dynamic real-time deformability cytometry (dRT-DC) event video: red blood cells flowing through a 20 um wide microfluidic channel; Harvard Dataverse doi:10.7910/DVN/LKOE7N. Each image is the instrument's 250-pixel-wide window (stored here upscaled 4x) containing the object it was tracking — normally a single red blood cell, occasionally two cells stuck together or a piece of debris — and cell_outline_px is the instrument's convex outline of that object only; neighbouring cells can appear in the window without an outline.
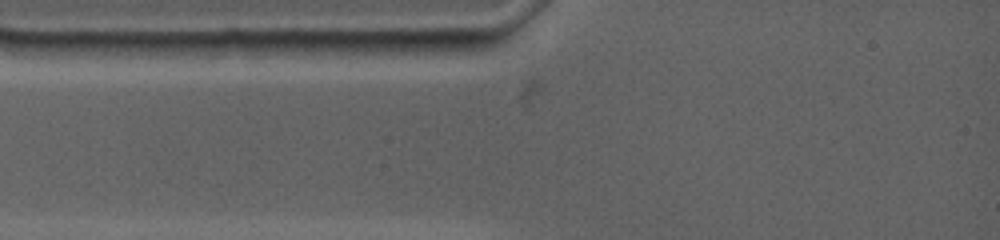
{"species": "common noctule bat (a hibernating species)", "species_latin": "Nyctalus noctula", "temperature_condition": "warm", "stored_images_in_passage": 2, "camera_frame_rate_fps": 4500, "um_per_image_px": 0.085, "animal": {"sex": "female", "body_mass_g": 19.0, "forearm_length_mm": 53.3}, "frame": {"image": 1, "passage_image": 1, "time_ms": 0.0, "image_size_px": [1000, 240], "cell_outline_px": [[480, 44], [468, 52], [416, 56], [412, 56], [364, 52], [364, 40], [480, 40]], "centroid_in_image_um": [35.65, 3.99], "position_along_channel_um": 49.3, "area_um2": 11.27}}